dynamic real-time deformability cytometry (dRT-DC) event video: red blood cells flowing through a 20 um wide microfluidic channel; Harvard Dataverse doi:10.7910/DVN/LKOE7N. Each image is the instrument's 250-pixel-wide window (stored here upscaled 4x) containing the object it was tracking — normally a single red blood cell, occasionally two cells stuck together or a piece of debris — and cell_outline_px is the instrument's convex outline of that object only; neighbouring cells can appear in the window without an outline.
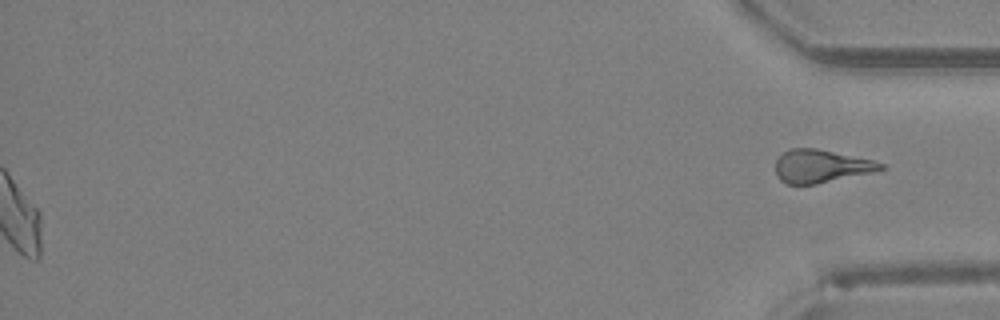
{"species": "Egyptian fruit bat (a non-hibernating species)", "species_latin": "Rousettus aegyptiacus", "temperature_condition": "room temperature", "stored_images_in_passage": 47, "segment_of_instrument_passage": [2, 2], "camera_frame_rate_fps": 3000, "um_per_image_px": 0.085, "animal": {"sex": "female"}, "frame": {"image": 1, "passage_image": 47, "time_ms": 15.333, "image_size_px": [1000, 320], "cell_outline_px": [[884, 168], [868, 172], [816, 184], [784, 184], [776, 176], [776, 160], [784, 152], [792, 148], [816, 148], [872, 160], [884, 164]], "centroid_in_image_um": [69.7, 14.12], "position_along_channel_um": 365.5, "area_um2": 19.77}}